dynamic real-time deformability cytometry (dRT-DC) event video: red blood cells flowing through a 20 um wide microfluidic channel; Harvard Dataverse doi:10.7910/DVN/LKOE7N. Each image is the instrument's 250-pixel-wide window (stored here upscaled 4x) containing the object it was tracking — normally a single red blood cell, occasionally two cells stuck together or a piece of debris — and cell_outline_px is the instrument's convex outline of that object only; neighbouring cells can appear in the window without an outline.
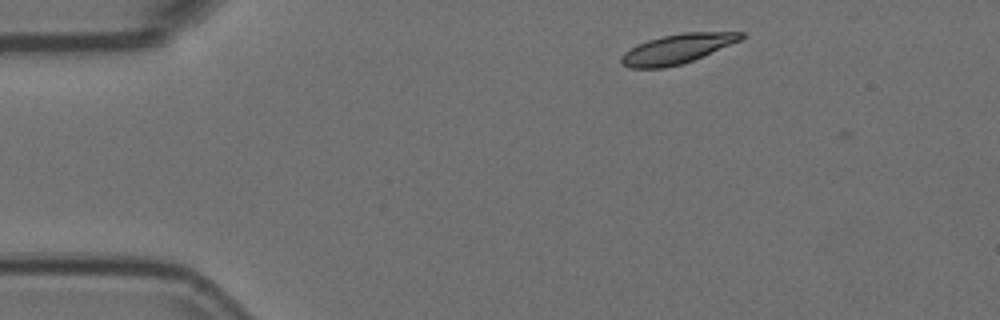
{"species": "Egyptian fruit bat (a non-hibernating species)", "species_latin": "Rousettus aegyptiacus", "temperature_condition": "room temperature", "stored_images_in_passage": 3, "camera_frame_rate_fps": 3000, "um_per_image_px": 0.085, "animal": {"sex": "female"}, "frame": {"image": 1, "passage_image": 2, "time_ms": 0.333, "image_size_px": [1000, 320], "cell_outline_px": [[744, 36], [740, 40], [692, 60], [680, 64], [664, 68], [628, 68], [620, 64], [620, 56], [624, 52], [648, 40], [664, 36], [684, 32], [744, 32]], "centroid_in_image_um": [57.51, 4.16], "position_along_channel_um": 27.5, "area_um2": 20.23}}